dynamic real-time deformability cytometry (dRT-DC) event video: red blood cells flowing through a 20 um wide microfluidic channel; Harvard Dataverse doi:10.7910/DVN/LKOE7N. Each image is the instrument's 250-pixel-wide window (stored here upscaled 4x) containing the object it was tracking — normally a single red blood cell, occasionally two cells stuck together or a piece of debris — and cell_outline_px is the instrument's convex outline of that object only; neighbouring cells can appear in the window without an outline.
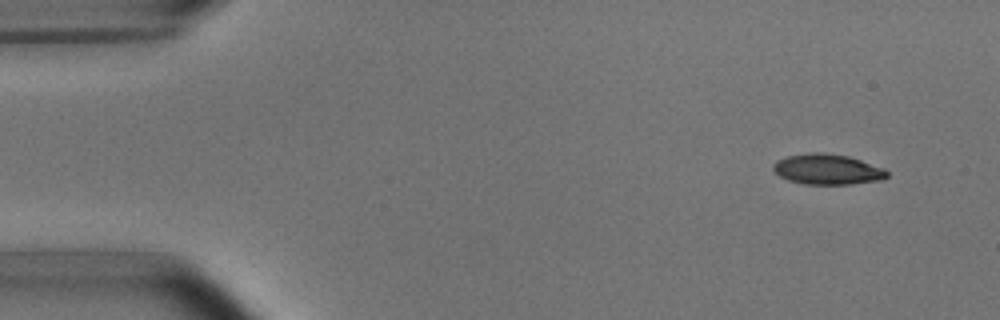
{"species": "common noctule bat (a hibernating species)", "species_latin": "Nyctalus noctula", "temperature_condition": "room temperature", "stored_images_in_passage": 5, "camera_frame_rate_fps": 3000, "um_per_image_px": 0.085, "animal": {"sex": "male", "body_mass_g": 15.6}, "frame": {"image": 1, "passage_image": 1, "time_ms": 0.0, "image_size_px": [1000, 320], "cell_outline_px": [[888, 176], [880, 180], [852, 184], [804, 184], [788, 180], [780, 176], [772, 168], [772, 164], [776, 160], [788, 156], [812, 152], [824, 152], [848, 156], [884, 168], [888, 172]], "centroid_in_image_um": [70.32, 14.39], "position_along_channel_um": 14.7, "area_um2": 20.17}}
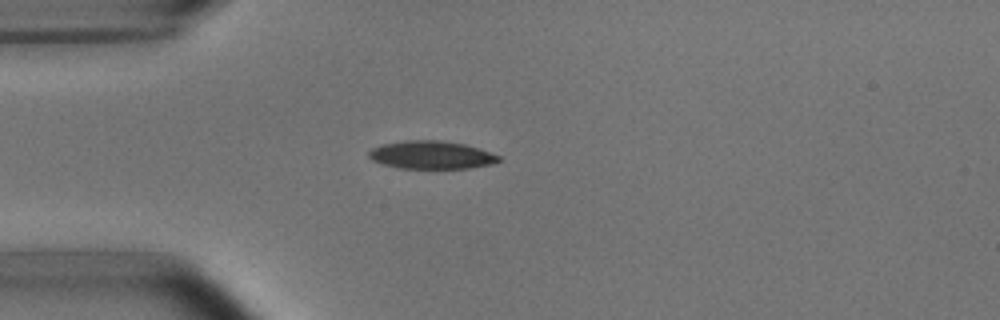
{"frame": {"image": 2, "passage_image": 4, "time_ms": 3.333, "image_size_px": [1000, 320], "cell_outline_px": [[500, 160], [492, 164], [468, 168], [400, 168], [384, 164], [372, 160], [368, 156], [368, 152], [372, 148], [380, 144], [404, 140], [440, 140], [464, 144], [500, 156]], "centroid_in_image_um": [36.62, 13.16], "position_along_channel_um": 48.4, "area_um2": 21.04}}